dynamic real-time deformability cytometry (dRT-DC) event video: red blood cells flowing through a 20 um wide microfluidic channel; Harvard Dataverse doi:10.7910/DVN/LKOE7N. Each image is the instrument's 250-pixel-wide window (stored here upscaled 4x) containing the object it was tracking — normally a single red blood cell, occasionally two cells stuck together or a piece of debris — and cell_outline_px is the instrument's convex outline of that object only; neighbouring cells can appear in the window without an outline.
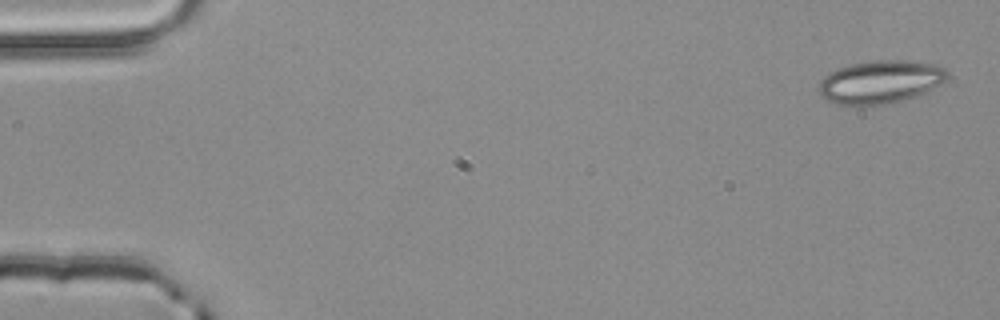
{"species": "common noctule bat (a hibernating species)", "species_latin": "Nyctalus noctula", "temperature_condition": "room temperature", "stored_images_in_passage": 3, "camera_frame_rate_fps": 3000, "um_per_image_px": 0.085, "animal": {"sex": "male", "body_mass_g": 20.4}, "frame": {"image": 1, "passage_image": 1, "time_ms": 0.0, "image_size_px": [1000, 320], "cell_outline_px": [[948, 76], [944, 80], [924, 92], [916, 96], [904, 100], [884, 104], [836, 104], [820, 96], [820, 80], [828, 72], [852, 64], [872, 60], [904, 60], [936, 64], [944, 68], [948, 72]], "centroid_in_image_um": [74.82, 6.94], "position_along_channel_um": 10.2, "area_um2": 31.79}}